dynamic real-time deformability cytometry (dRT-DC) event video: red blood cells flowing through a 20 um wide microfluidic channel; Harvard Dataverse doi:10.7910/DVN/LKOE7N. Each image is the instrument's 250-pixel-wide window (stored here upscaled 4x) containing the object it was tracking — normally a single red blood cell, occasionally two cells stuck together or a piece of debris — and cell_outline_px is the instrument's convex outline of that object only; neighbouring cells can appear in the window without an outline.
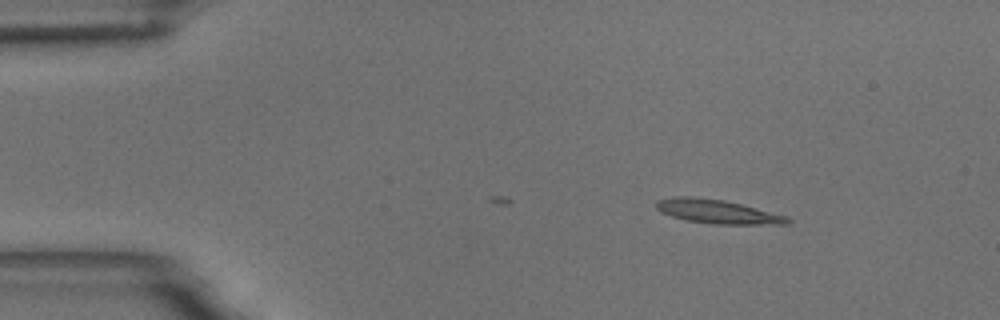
{"species": "common noctule bat (a hibernating species)", "species_latin": "Nyctalus noctula", "temperature_condition": "room temperature", "stored_images_in_passage": 5, "camera_frame_rate_fps": 3000, "um_per_image_px": 0.085, "animal": {"sex": "male", "body_mass_g": 18.8}, "frame": {"image": 1, "passage_image": 5, "time_ms": 1.333, "image_size_px": [1000, 320], "cell_outline_px": [[792, 220], [788, 224], [712, 224], [688, 220], [672, 216], [660, 212], [656, 208], [656, 200], [676, 196], [692, 196], [724, 200], [788, 216]], "centroid_in_image_um": [60.97, 17.98], "position_along_channel_um": 24.0, "area_um2": 18.21}}